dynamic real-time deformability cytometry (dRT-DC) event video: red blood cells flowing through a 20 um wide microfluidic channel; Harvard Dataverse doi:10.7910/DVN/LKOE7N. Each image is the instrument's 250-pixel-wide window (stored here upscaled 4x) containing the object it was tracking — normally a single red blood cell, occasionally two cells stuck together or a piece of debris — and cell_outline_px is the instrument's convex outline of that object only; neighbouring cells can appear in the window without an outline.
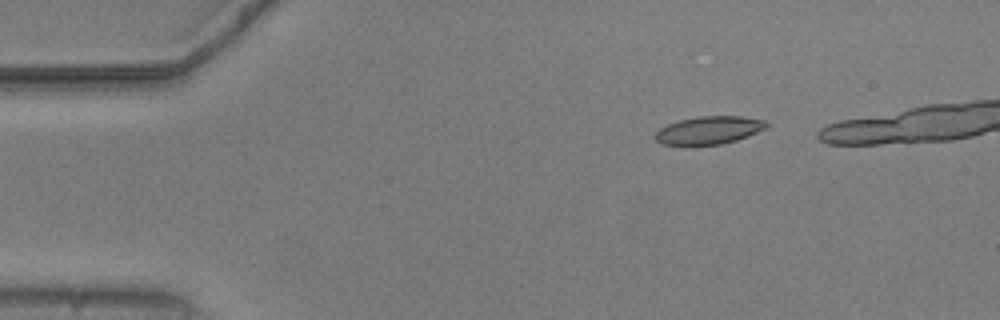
{"species": "common noctule bat (a hibernating species)", "species_latin": "Nyctalus noctula", "temperature_condition": "warm", "stored_images_in_passage": 45, "camera_frame_rate_fps": 3000, "um_per_image_px": 0.085, "animal": {"sex": "male", "body_mass_g": 20.5, "forearm_length_mm": 52.5}, "frame": {"image": 1, "passage_image": 9, "time_ms": 2.667, "image_size_px": [1000, 320], "cell_outline_px": [[768, 124], [764, 128], [748, 136], [736, 140], [720, 144], [660, 144], [656, 140], [656, 132], [660, 128], [668, 124], [680, 120], [700, 116], [744, 116], [764, 120]], "centroid_in_image_um": [60.27, 11.05], "position_along_channel_um": 24.7, "area_um2": 17.69}}
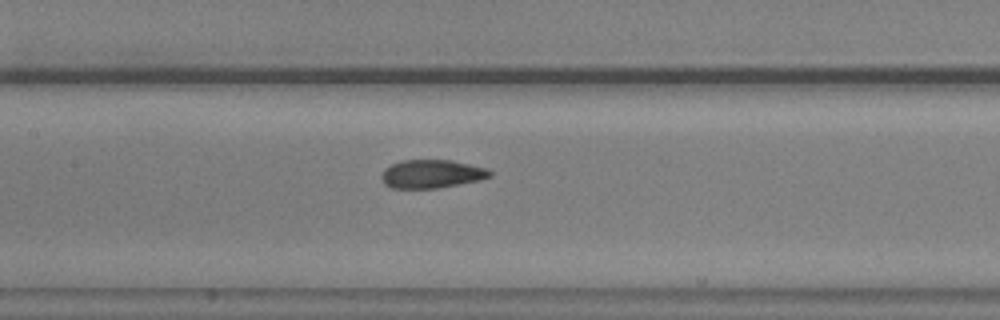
{"frame": {"image": 2, "passage_image": 26, "time_ms": 8.333, "image_size_px": [1000, 320], "cell_outline_px": [[492, 176], [480, 180], [436, 188], [392, 188], [384, 184], [380, 176], [384, 168], [400, 160], [452, 160], [488, 168], [492, 172]], "centroid_in_image_um": [36.68, 14.77], "position_along_channel_um": 170.7, "area_um2": 18.03}}
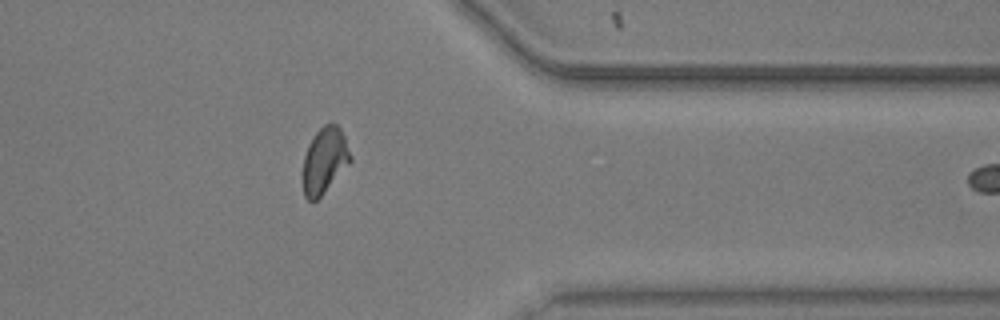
{"frame": {"image": 3, "passage_image": 44, "time_ms": 14.333, "image_size_px": [1000, 320], "cell_outline_px": [[352, 160], [320, 196], [312, 204], [304, 196], [300, 180], [304, 156], [308, 144], [312, 136], [324, 124], [336, 124], [340, 128], [344, 136], [352, 156]], "centroid_in_image_um": [27.53, 13.67], "position_along_channel_um": 383.9, "area_um2": 18.55}}